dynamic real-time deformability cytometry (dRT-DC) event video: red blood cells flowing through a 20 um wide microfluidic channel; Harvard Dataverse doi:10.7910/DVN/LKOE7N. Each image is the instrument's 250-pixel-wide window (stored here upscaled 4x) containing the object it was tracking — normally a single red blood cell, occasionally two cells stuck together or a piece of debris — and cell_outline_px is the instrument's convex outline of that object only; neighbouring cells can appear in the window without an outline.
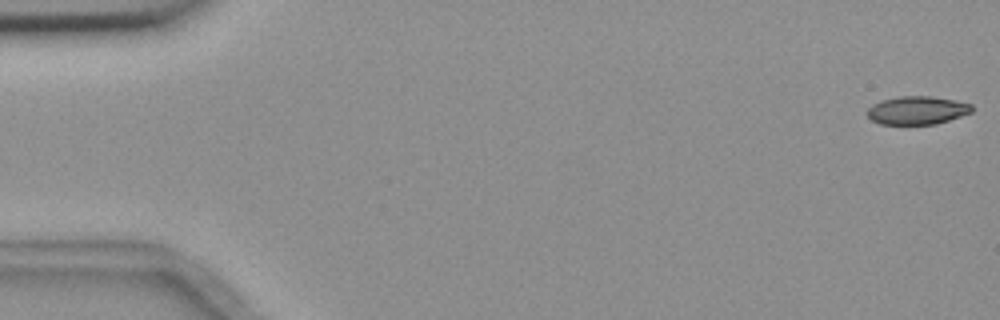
{"species": "common noctule bat (a hibernating species)", "species_latin": "Nyctalus noctula", "temperature_condition": "room temperature", "stored_images_in_passage": 11, "camera_frame_rate_fps": 3000, "um_per_image_px": 0.085, "animal": {"sex": "female", "body_mass_g": 18.4}, "frame": {"image": 1, "passage_image": 1, "time_ms": 0.0, "image_size_px": [1000, 320], "cell_outline_px": [[972, 112], [936, 124], [880, 124], [872, 120], [868, 116], [868, 108], [872, 104], [880, 100], [900, 96], [928, 96], [956, 100], [972, 104]], "centroid_in_image_um": [77.95, 9.37], "position_along_channel_um": 7.1, "area_um2": 17.17}}
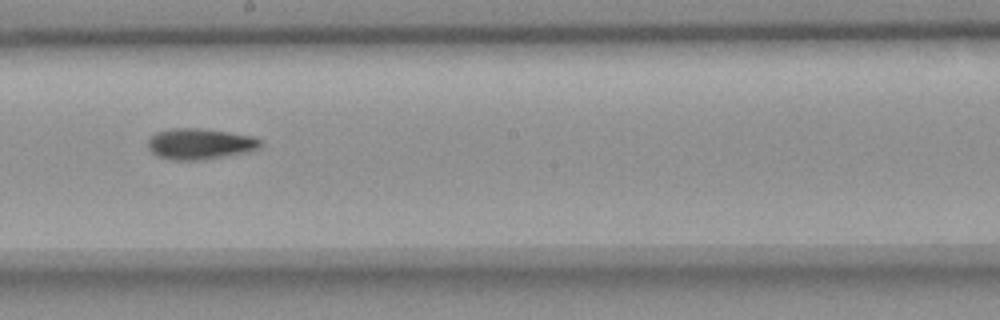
{"frame": {"image": 2, "passage_image": 9, "time_ms": 10.0, "image_size_px": [1000, 320], "cell_outline_px": [[264, 144], [260, 148], [248, 152], [200, 160], [168, 160], [156, 156], [148, 148], [148, 140], [156, 132], [172, 128], [200, 128], [228, 132], [252, 136], [260, 140]], "centroid_in_image_um": [16.99, 12.23], "position_along_channel_um": 231.2, "area_um2": 20.4}}
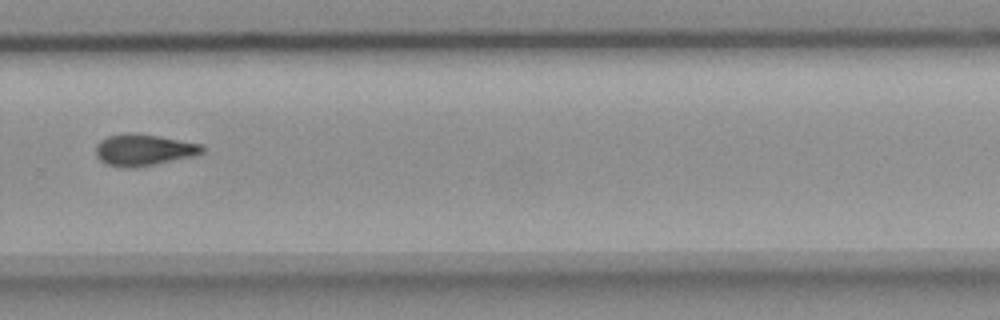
{"frame": {"image": 3, "passage_image": 11, "time_ms": 12.333, "image_size_px": [1000, 320], "cell_outline_px": [[204, 152], [192, 156], [136, 168], [132, 168], [108, 164], [100, 160], [96, 156], [96, 144], [100, 140], [108, 136], [128, 132], [132, 132], [160, 136], [204, 144]], "centroid_in_image_um": [12.22, 12.72], "position_along_channel_um": 317.6, "area_um2": 19.59}}